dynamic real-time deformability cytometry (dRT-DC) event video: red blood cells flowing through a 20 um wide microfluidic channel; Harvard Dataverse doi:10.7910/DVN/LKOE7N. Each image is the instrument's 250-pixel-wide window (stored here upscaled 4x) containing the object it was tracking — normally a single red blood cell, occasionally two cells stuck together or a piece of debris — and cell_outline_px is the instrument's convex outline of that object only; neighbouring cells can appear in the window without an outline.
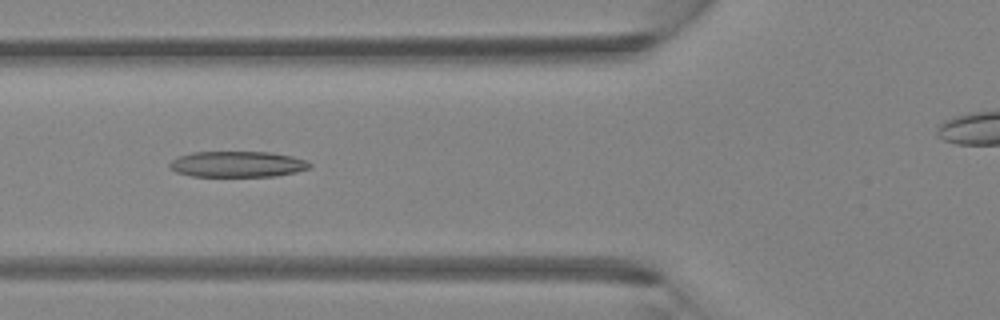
{"species": "Egyptian fruit bat (a non-hibernating species)", "species_latin": "Rousettus aegyptiacus", "temperature_condition": "room temperature", "stored_images_in_passage": 5, "camera_frame_rate_fps": 3000, "um_per_image_px": 0.085, "animal": {"sex": "female"}, "frame": {"image": 1, "passage_image": 5, "time_ms": 1.333, "image_size_px": [1000, 320], "cell_outline_px": [[312, 164], [308, 168], [296, 172], [276, 176], [192, 176], [176, 172], [168, 168], [168, 164], [172, 160], [180, 156], [192, 152], [268, 152], [292, 156], [304, 160]], "centroid_in_image_um": [20.15, 13.96], "position_along_channel_um": 105.7, "area_um2": 21.04}}